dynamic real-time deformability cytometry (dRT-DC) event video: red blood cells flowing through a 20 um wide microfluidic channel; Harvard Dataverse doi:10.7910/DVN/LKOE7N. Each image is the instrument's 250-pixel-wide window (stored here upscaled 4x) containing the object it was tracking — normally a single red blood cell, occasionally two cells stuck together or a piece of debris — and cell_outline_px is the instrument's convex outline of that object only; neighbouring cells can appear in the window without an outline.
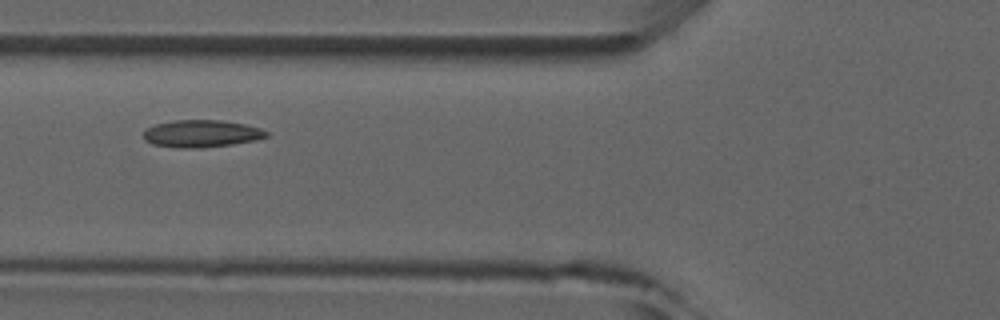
{"species": "common noctule bat (a hibernating species)", "species_latin": "Nyctalus noctula", "temperature_condition": "room temperature", "stored_images_in_passage": 5, "camera_frame_rate_fps": 3000, "um_per_image_px": 0.085, "animal": {"sex": "male", "forearm_length_mm": 52.5}, "frame": {"image": 1, "passage_image": 5, "time_ms": 4.667, "image_size_px": [1000, 320], "cell_outline_px": [[268, 136], [256, 140], [232, 144], [200, 148], [176, 148], [152, 144], [144, 140], [144, 132], [148, 128], [156, 124], [176, 120], [224, 120], [244, 124], [260, 128], [268, 132]], "centroid_in_image_um": [17.13, 11.36], "position_along_channel_um": 108.7, "area_um2": 19.54}}